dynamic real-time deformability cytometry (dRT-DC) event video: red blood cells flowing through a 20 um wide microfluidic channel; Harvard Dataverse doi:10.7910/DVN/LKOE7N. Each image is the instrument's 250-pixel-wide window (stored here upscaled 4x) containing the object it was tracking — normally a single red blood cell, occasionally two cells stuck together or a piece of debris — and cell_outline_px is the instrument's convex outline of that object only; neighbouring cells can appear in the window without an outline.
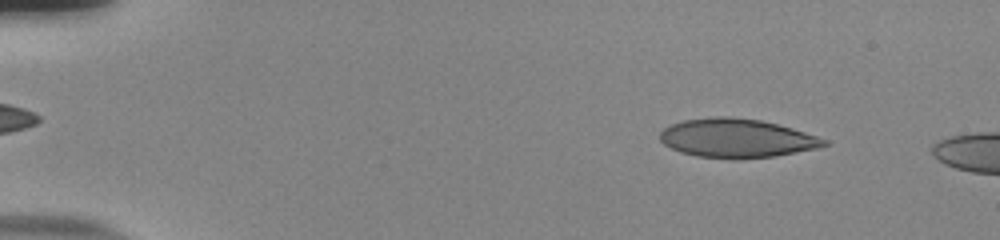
{"species": "human", "species_latin": "Homo sapiens", "temperature_condition": "room temperature", "stored_images_in_passage": 12, "camera_frame_rate_fps": 3000, "um_per_image_px": 0.085, "donor": {"sex": "male"}, "frame": {"image": 1, "passage_image": 6, "time_ms": 1.667, "image_size_px": [1000, 240], "cell_outline_px": [[828, 144], [816, 148], [772, 156], [736, 160], [732, 160], [696, 156], [680, 152], [664, 144], [660, 140], [660, 132], [664, 128], [672, 124], [684, 120], [716, 116], [724, 116], [760, 120], [792, 128], [828, 140]], "centroid_in_image_um": [62.58, 11.76], "position_along_channel_um": 22.4, "area_um2": 36.99}}